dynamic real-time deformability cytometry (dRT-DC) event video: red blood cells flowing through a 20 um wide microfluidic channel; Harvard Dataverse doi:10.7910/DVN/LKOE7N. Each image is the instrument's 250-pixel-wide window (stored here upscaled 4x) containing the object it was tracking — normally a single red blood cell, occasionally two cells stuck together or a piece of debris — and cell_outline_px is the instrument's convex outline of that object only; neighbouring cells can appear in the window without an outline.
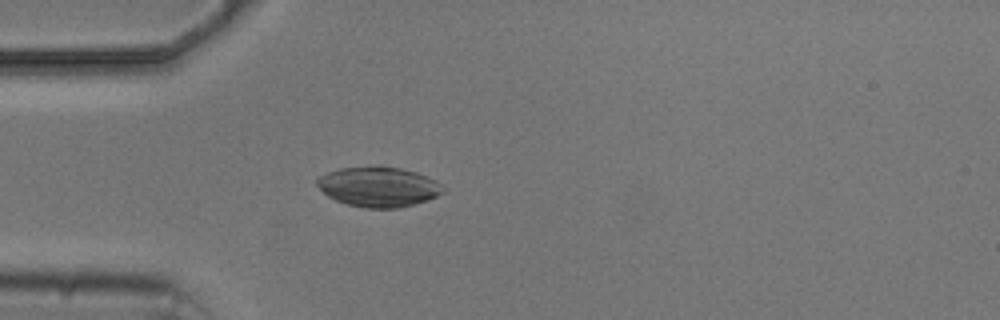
{"species": "common noctule bat (a hibernating species)", "species_latin": "Nyctalus noctula", "temperature_condition": "cold", "stored_images_in_passage": 4, "camera_frame_rate_fps": 3000, "um_per_image_px": 0.085, "animal": {"sex": "male", "body_mass_g": 20.5, "forearm_length_mm": 52.5}, "frame": {"image": 1, "passage_image": 4, "time_ms": 4.333, "image_size_px": [1000, 320], "cell_outline_px": [[444, 192], [428, 200], [400, 208], [364, 208], [348, 204], [336, 200], [328, 196], [316, 184], [316, 180], [320, 176], [328, 172], [340, 168], [380, 164], [400, 168], [416, 172], [428, 176], [436, 180], [444, 188]], "centroid_in_image_um": [32.19, 15.85], "position_along_channel_um": 52.8, "area_um2": 29.71}}